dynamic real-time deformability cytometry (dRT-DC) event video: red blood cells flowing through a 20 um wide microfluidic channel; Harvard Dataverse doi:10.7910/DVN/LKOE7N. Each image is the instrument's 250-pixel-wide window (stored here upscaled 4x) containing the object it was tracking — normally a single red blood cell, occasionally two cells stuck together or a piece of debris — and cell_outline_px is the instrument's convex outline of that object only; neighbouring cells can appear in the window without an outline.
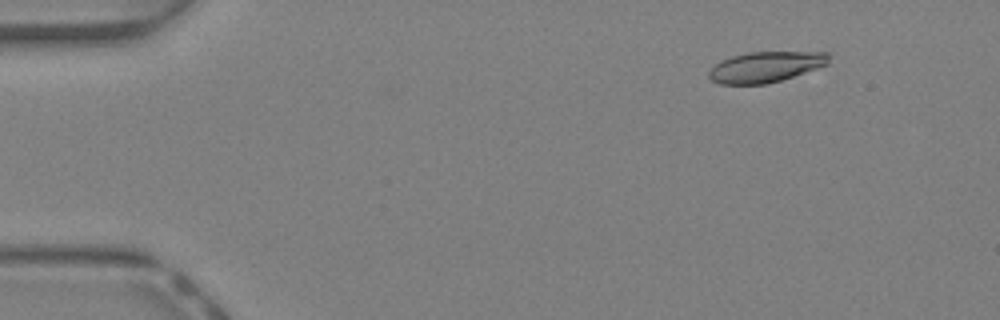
{"species": "Egyptian fruit bat (a non-hibernating species)", "species_latin": "Rousettus aegyptiacus", "temperature_condition": "warm", "stored_images_in_passage": 45, "camera_frame_rate_fps": 3000, "um_per_image_px": 0.085, "animal": {"sex": "female"}, "frame": {"image": 1, "passage_image": 6, "time_ms": 1.667, "image_size_px": [1000, 320], "cell_outline_px": [[828, 64], [780, 80], [764, 84], [720, 84], [712, 80], [708, 76], [708, 72], [716, 64], [732, 56], [748, 52], [828, 52]], "centroid_in_image_um": [65.05, 5.68], "position_along_channel_um": 19.9, "area_um2": 20.98}}
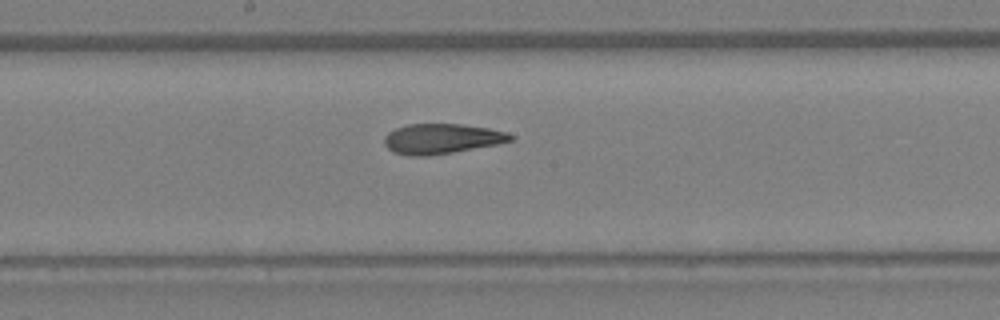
{"frame": {"image": 2, "passage_image": 25, "time_ms": 8.0, "image_size_px": [1000, 320], "cell_outline_px": [[516, 136], [512, 140], [496, 144], [452, 152], [428, 156], [412, 156], [392, 152], [384, 144], [384, 136], [388, 132], [396, 128], [408, 124], [464, 124], [488, 128], [504, 132]], "centroid_in_image_um": [37.5, 11.79], "position_along_channel_um": 210.7, "area_um2": 22.02}}
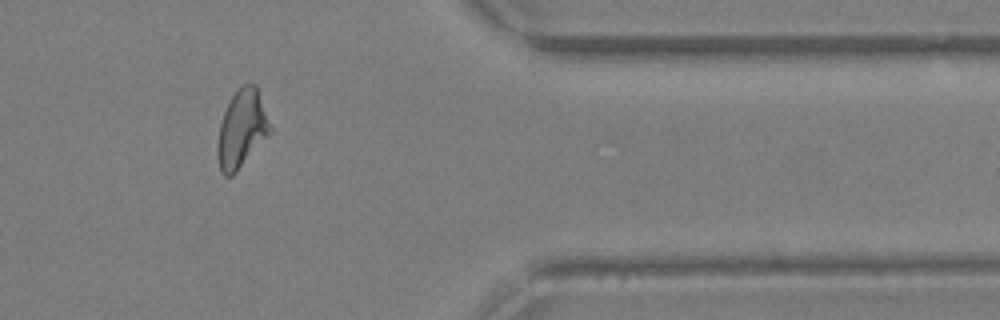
{"frame": {"image": 3, "passage_image": 38, "time_ms": 12.333, "image_size_px": [1000, 320], "cell_outline_px": [[272, 132], [236, 172], [232, 176], [224, 176], [220, 172], [216, 156], [216, 148], [220, 124], [228, 100], [244, 84], [256, 84], [272, 128]], "centroid_in_image_um": [20.53, 10.99], "position_along_channel_um": 390.9, "area_um2": 23.93}, "authors_computed_cell_mechanics": {"area_um2": 22.7154, "velocity_mm_per_s": 4.625, "shape_relaxation_time_tau1_ms": 8.5138, "shape_relaxation_time_tau2_ms": 2.5726, "deformation_change_tau1": 0.2471, "deformation_change_tau2": 0.1023}}